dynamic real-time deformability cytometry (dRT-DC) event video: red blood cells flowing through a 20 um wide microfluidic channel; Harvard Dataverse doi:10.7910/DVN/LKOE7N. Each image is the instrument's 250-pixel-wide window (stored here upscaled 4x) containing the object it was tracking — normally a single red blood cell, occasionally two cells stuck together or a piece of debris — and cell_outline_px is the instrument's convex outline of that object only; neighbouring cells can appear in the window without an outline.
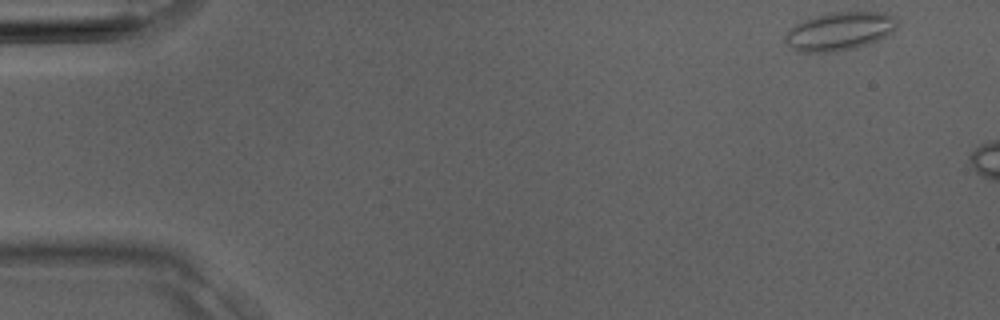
{"species": "Egyptian fruit bat (a non-hibernating species)", "species_latin": "Rousettus aegyptiacus", "temperature_condition": "room temperature", "stored_images_in_passage": 3, "camera_frame_rate_fps": 3000, "um_per_image_px": 0.085, "animal": {"sex": "male"}, "frame": {"image": 1, "passage_image": 1, "time_ms": 0.0, "image_size_px": [1000, 320], "cell_outline_px": [[896, 28], [892, 32], [868, 44], [836, 52], [800, 52], [792, 48], [784, 40], [784, 36], [796, 24], [804, 20], [832, 12], [876, 12], [896, 16]], "centroid_in_image_um": [71.36, 2.66], "position_along_channel_um": 13.6, "area_um2": 24.57}}